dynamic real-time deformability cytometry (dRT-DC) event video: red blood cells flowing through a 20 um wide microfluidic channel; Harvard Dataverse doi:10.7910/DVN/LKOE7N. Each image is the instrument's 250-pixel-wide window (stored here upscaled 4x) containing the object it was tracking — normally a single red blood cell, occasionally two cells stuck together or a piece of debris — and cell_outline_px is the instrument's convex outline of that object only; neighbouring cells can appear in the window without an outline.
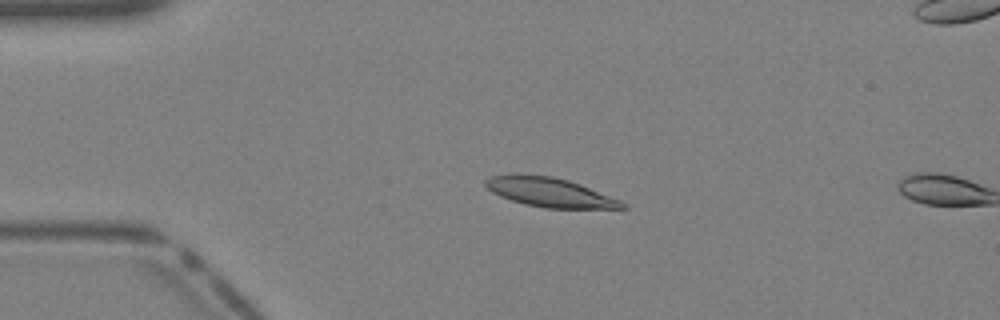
{"species": "Egyptian fruit bat (a non-hibernating species)", "species_latin": "Rousettus aegyptiacus", "temperature_condition": "warm", "stored_images_in_passage": 11, "camera_frame_rate_fps": 3000, "um_per_image_px": 0.085, "animal": {"sex": "female"}, "frame": {"image": 1, "passage_image": 10, "time_ms": 3.0, "image_size_px": [1000, 320], "cell_outline_px": [[628, 208], [544, 208], [524, 204], [500, 196], [492, 192], [484, 184], [484, 180], [492, 176], [552, 176], [568, 180], [580, 184], [620, 200], [628, 204]], "centroid_in_image_um": [46.79, 16.38], "position_along_channel_um": 38.2, "area_um2": 22.66}}